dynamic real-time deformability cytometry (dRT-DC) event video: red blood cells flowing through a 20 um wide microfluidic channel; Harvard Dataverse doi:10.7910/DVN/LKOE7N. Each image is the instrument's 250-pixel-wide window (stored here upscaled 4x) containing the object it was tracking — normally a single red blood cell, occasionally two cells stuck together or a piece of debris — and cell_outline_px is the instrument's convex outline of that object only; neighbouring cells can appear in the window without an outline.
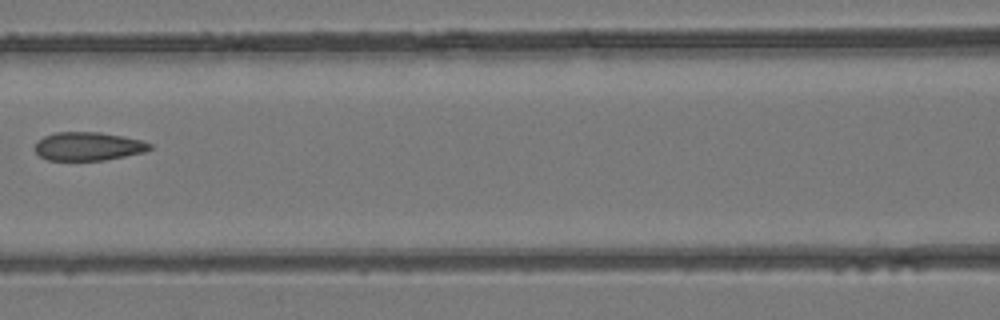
{"species": "common noctule bat (a hibernating species)", "species_latin": "Nyctalus noctula", "temperature_condition": "room temperature", "stored_images_in_passage": 9, "segment_of_instrument_passage": [1, 2], "camera_frame_rate_fps": 3000, "um_per_image_px": 0.085, "animal": {"sex": "female", "body_mass_g": 24.6, "forearm_length_mm": 56.2}, "frame": {"image": 1, "passage_image": 7, "time_ms": 8.667, "image_size_px": [1000, 320], "cell_outline_px": [[152, 148], [144, 152], [104, 160], [48, 160], [40, 156], [36, 152], [36, 140], [44, 136], [56, 132], [100, 132], [140, 140], [152, 144]], "centroid_in_image_um": [7.48, 12.43], "position_along_channel_um": 159.1, "area_um2": 18.9}}
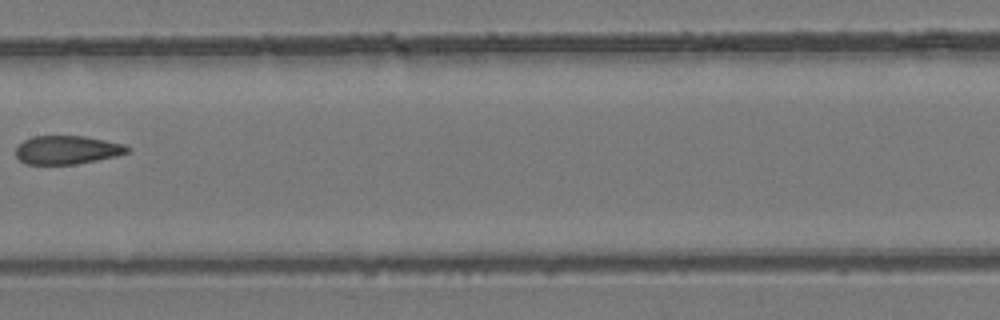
{"frame": {"image": 2, "passage_image": 8, "time_ms": 9.667, "image_size_px": [1000, 320], "cell_outline_px": [[132, 148], [128, 152], [116, 156], [76, 164], [24, 164], [16, 156], [16, 148], [24, 140], [36, 136], [84, 136], [124, 144]], "centroid_in_image_um": [5.71, 12.74], "position_along_channel_um": 201.7, "area_um2": 18.44}}